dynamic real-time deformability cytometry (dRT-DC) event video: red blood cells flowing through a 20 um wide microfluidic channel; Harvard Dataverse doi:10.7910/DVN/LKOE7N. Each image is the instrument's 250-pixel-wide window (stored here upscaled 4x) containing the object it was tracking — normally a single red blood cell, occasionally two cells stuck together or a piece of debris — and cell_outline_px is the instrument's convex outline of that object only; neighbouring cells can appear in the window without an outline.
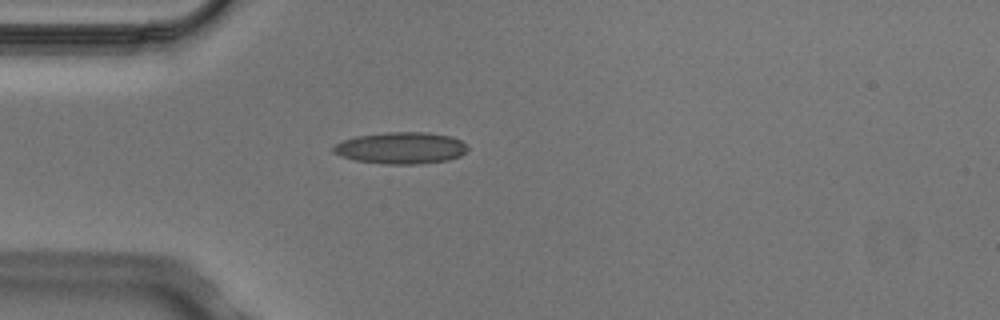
{"species": "Egyptian fruit bat (a non-hibernating species)", "species_latin": "Rousettus aegyptiacus", "temperature_condition": "cold", "stored_images_in_passage": 1, "camera_frame_rate_fps": 3000, "um_per_image_px": 0.085, "animal": {"sex": "male"}, "frame": {"image": 1, "passage_image": 1, "time_ms": 0.0, "image_size_px": [1000, 320], "cell_outline_px": [[468, 148], [460, 156], [448, 160], [420, 164], [388, 164], [356, 160], [340, 156], [332, 152], [332, 148], [336, 144], [344, 140], [356, 136], [384, 132], [428, 132], [452, 136], [468, 144]], "centroid_in_image_um": [34.1, 12.57], "position_along_channel_um": 50.9, "area_um2": 24.91}}